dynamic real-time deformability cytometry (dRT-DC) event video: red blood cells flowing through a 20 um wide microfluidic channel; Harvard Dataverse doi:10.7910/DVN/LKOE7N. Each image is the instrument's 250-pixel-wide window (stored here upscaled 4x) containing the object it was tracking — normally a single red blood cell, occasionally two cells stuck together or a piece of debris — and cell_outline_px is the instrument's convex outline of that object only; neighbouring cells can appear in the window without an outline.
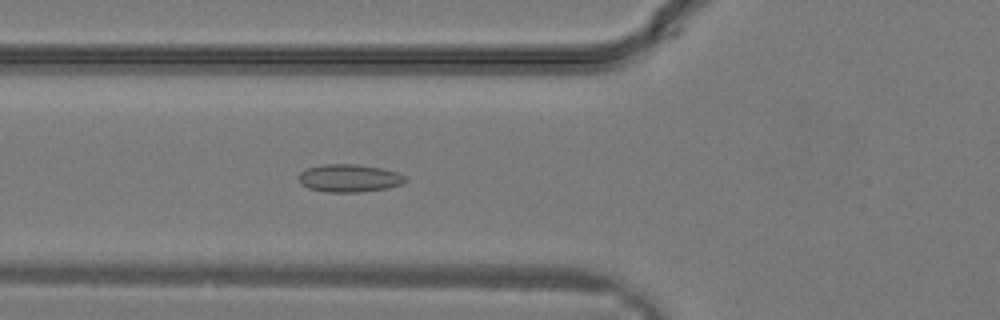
{"species": "common noctule bat (a hibernating species)", "species_latin": "Nyctalus noctula", "temperature_condition": "warm", "stored_images_in_passage": 14, "camera_frame_rate_fps": 3000, "um_per_image_px": 0.085, "animal": {"sex": "male", "body_mass_g": 19.2, "forearm_length_mm": 51.8}, "frame": {"image": 1, "passage_image": 12, "time_ms": 3.667, "image_size_px": [1000, 320], "cell_outline_px": [[408, 180], [400, 184], [388, 188], [356, 192], [328, 192], [308, 188], [300, 184], [296, 176], [300, 172], [308, 168], [320, 164], [356, 164], [380, 168], [396, 172], [408, 176]], "centroid_in_image_um": [29.65, 15.14], "position_along_channel_um": 96.1, "area_um2": 17.4}}
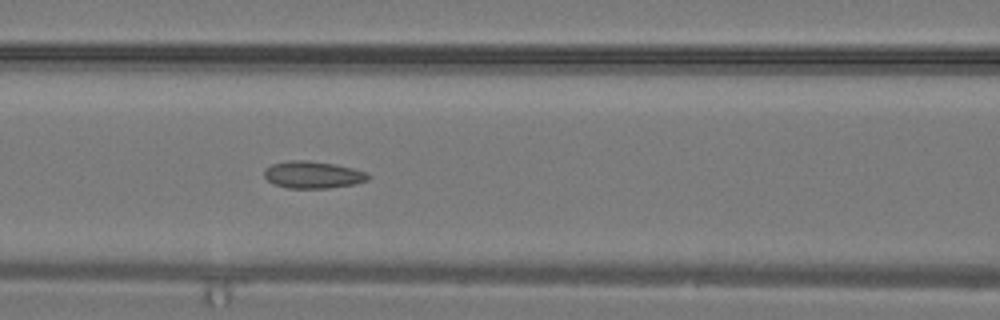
{"frame": {"image": 2, "passage_image": 14, "time_ms": 4.333, "image_size_px": [1000, 320], "cell_outline_px": [[372, 176], [368, 180], [356, 184], [328, 188], [288, 188], [276, 184], [268, 180], [264, 176], [264, 168], [272, 164], [288, 160], [308, 160], [336, 164], [368, 172]], "centroid_in_image_um": [26.63, 14.84], "position_along_channel_um": 140.0, "area_um2": 16.59}}